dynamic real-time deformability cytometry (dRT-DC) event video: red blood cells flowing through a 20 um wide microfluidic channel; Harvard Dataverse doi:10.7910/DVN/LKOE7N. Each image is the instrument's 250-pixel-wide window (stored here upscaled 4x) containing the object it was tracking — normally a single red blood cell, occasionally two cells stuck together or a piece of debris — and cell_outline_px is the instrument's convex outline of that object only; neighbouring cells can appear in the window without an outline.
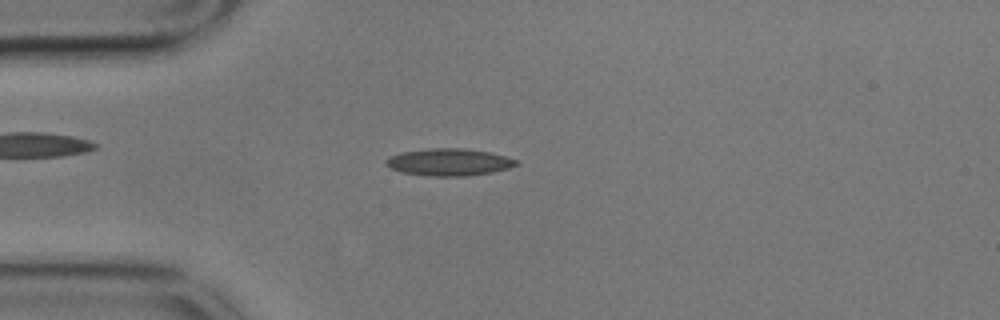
{"species": "common noctule bat (a hibernating species)", "species_latin": "Nyctalus noctula", "temperature_condition": "cold", "stored_images_in_passage": 55, "camera_frame_rate_fps": 3000, "um_per_image_px": 0.085, "animal": {"sex": "male", "body_mass_g": 17.9}, "frame": {"image": 1, "passage_image": 13, "time_ms": 4.0, "image_size_px": [1000, 320], "cell_outline_px": [[520, 164], [508, 168], [492, 172], [468, 176], [428, 176], [400, 172], [384, 164], [384, 160], [388, 156], [400, 152], [428, 148], [464, 148], [488, 152], [504, 156], [516, 160]], "centroid_in_image_um": [38.11, 13.78], "position_along_channel_um": 46.9, "area_um2": 20.75}}
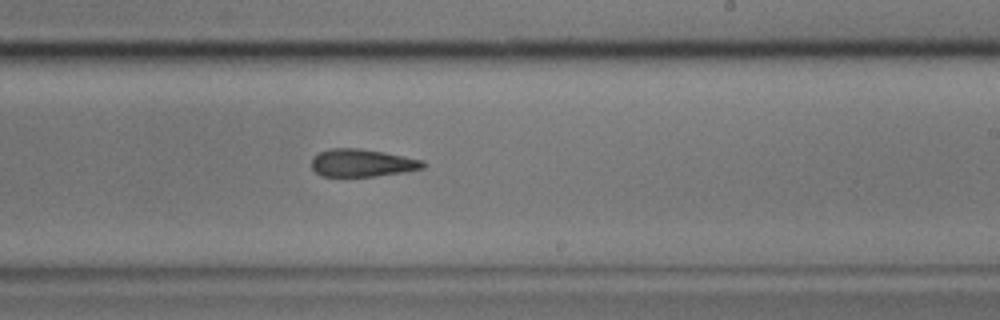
{"frame": {"image": 2, "passage_image": 32, "time_ms": 10.333, "image_size_px": [1000, 320], "cell_outline_px": [[424, 168], [376, 176], [320, 176], [312, 168], [312, 156], [328, 148], [360, 148], [384, 152], [424, 160]], "centroid_in_image_um": [30.74, 13.83], "position_along_channel_um": 258.3, "area_um2": 17.92}}
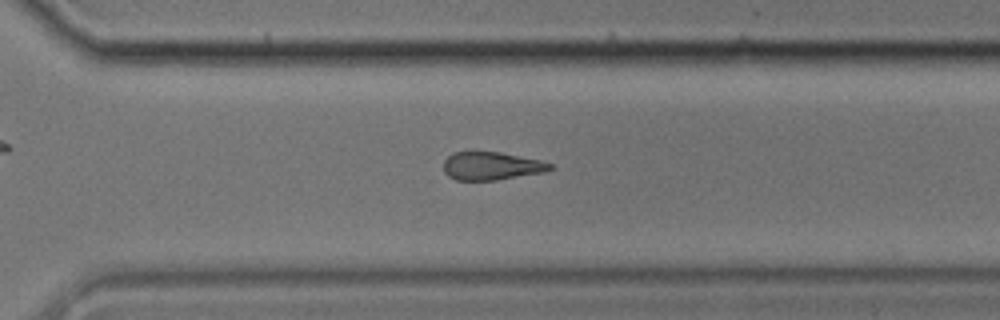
{"frame": {"image": 3, "passage_image": 38, "time_ms": 12.333, "image_size_px": [1000, 320], "cell_outline_px": [[556, 168], [544, 172], [496, 180], [456, 180], [448, 176], [444, 172], [444, 160], [452, 152], [472, 148], [500, 152], [540, 160], [552, 164]], "centroid_in_image_um": [41.72, 14.06], "position_along_channel_um": 328.9, "area_um2": 18.15}, "authors_computed_cell_mechanics": {"area_um2": 18.8428, "velocity_mm_per_s": 3.54, "shape_relaxation_time_tau1_ms": 5.9328, "shape_relaxation_time_tau2_ms": 5.6769, "deformation_change_tau1": 0.1424, "deformation_change_tau2": 0.1598}}